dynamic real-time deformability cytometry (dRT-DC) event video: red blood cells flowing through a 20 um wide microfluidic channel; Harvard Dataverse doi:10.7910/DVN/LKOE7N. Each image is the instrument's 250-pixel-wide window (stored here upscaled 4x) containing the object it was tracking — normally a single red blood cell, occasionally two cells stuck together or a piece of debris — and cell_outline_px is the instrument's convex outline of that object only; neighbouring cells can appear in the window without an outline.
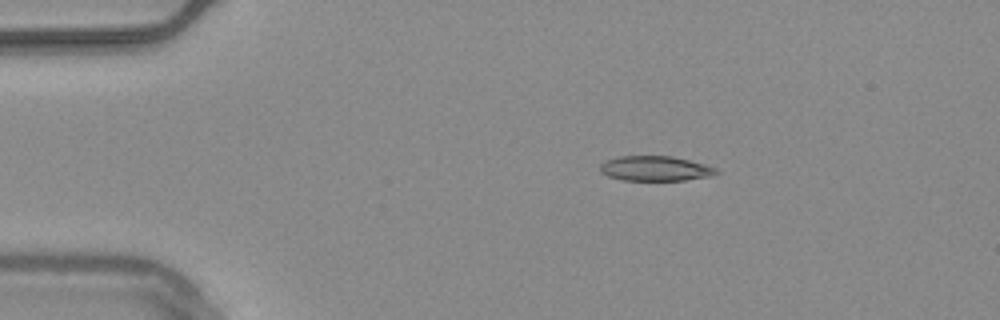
{"species": "common noctule bat (a hibernating species)", "species_latin": "Nyctalus noctula", "temperature_condition": "warm", "stored_images_in_passage": 22, "camera_frame_rate_fps": 3000, "um_per_image_px": 0.085, "animal": {"sex": "male", "body_mass_g": 20.4}, "frame": {"image": 1, "passage_image": 1, "time_ms": 0.0, "image_size_px": [1000, 320], "cell_outline_px": [[720, 172], [716, 176], [684, 180], [624, 180], [608, 176], [600, 172], [600, 164], [604, 160], [616, 156], [672, 156], [704, 164], [716, 168]], "centroid_in_image_um": [55.7, 14.32], "position_along_channel_um": 29.3, "area_um2": 17.05}}
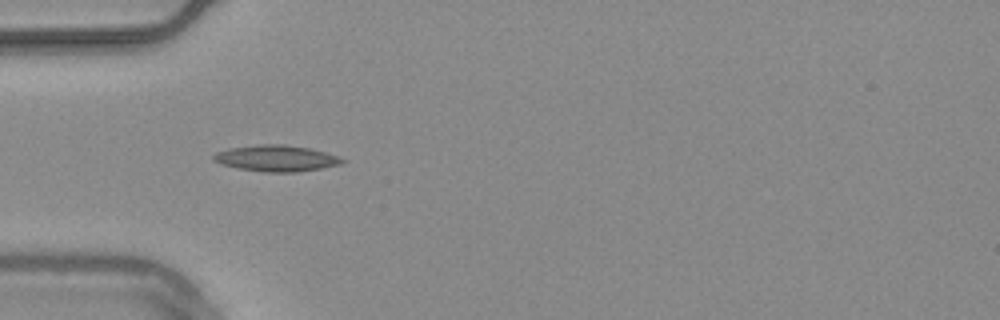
{"frame": {"image": 2, "passage_image": 8, "time_ms": 2.333, "image_size_px": [1000, 320], "cell_outline_px": [[348, 160], [340, 164], [320, 168], [296, 172], [264, 172], [240, 168], [220, 164], [212, 160], [212, 156], [216, 152], [228, 148], [260, 144], [284, 144], [308, 148], [324, 152]], "centroid_in_image_um": [23.44, 13.45], "position_along_channel_um": 61.6, "area_um2": 19.54}}